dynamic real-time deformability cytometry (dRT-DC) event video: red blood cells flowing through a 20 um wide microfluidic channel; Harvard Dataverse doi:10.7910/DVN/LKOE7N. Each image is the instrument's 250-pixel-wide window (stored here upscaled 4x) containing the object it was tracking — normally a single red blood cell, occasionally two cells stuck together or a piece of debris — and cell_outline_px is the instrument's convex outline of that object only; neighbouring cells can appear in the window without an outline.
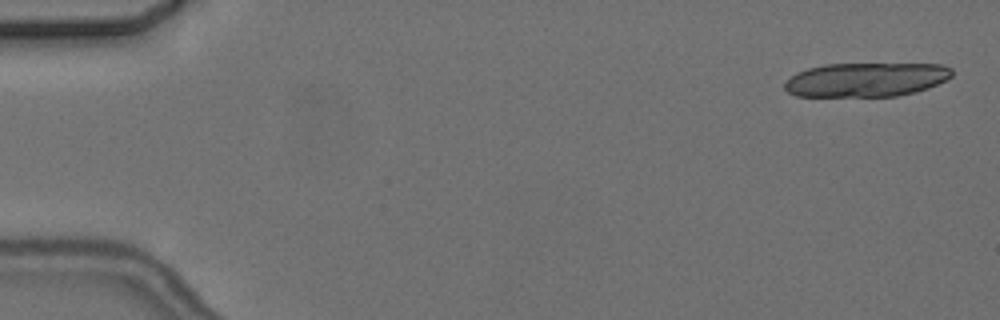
{"species": "common noctule bat (a hibernating species)", "species_latin": "Nyctalus noctula", "temperature_condition": "cold", "stored_images_in_passage": 5, "camera_frame_rate_fps": 3000, "um_per_image_px": 0.085, "animal": {"sex": "female", "body_mass_g": 24.6, "forearm_length_mm": 56.2}, "frame": {"image": 1, "passage_image": 1, "time_ms": 0.0, "image_size_px": [1000, 320], "cell_outline_px": [[952, 76], [928, 88], [916, 92], [896, 96], [796, 96], [788, 92], [784, 88], [784, 84], [796, 72], [808, 68], [824, 64], [940, 64], [952, 68]], "centroid_in_image_um": [73.61, 6.77], "position_along_channel_um": 11.4, "area_um2": 33.18}}